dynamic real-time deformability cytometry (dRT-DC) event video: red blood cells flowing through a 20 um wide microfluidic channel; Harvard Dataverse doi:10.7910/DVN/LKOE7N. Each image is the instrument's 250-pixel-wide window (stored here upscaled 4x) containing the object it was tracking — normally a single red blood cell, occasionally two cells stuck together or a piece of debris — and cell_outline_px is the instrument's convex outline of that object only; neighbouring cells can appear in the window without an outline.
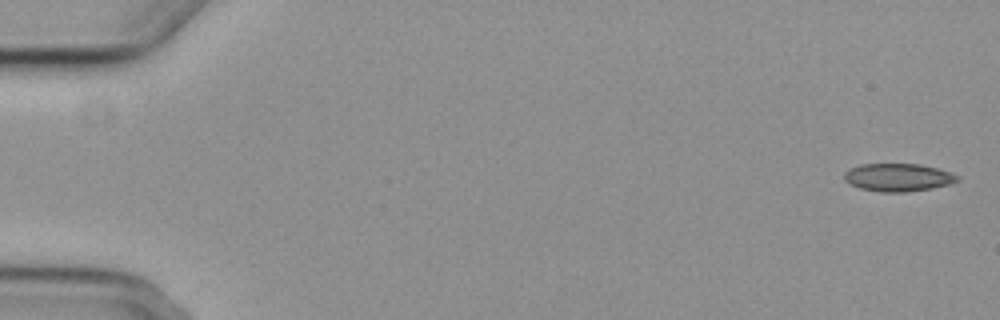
{"species": "common noctule bat (a hibernating species)", "species_latin": "Nyctalus noctula", "temperature_condition": "cold", "stored_images_in_passage": 4, "camera_frame_rate_fps": 3000, "um_per_image_px": 0.085, "animal": {"sex": "female", "body_mass_g": 29.2, "forearm_length_mm": 56.3}, "frame": {"image": 1, "passage_image": 1, "time_ms": 0.0, "image_size_px": [1000, 320], "cell_outline_px": [[960, 180], [948, 184], [932, 188], [908, 192], [880, 192], [860, 188], [844, 180], [844, 172], [860, 164], [920, 164], [936, 168], [960, 176]], "centroid_in_image_um": [76.34, 15.08], "position_along_channel_um": 8.7, "area_um2": 18.26}}